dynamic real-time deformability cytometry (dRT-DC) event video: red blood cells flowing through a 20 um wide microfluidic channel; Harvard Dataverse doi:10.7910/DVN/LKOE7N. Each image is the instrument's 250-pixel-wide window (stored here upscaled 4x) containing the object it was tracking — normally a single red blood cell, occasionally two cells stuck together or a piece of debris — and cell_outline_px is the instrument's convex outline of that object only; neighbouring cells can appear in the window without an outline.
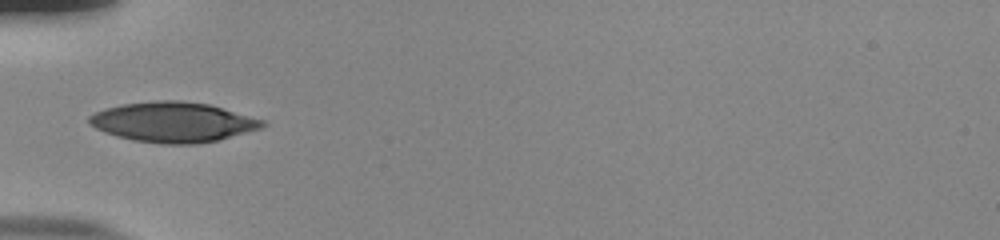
{"species": "human", "species_latin": "Homo sapiens", "temperature_condition": "room temperature", "stored_images_in_passage": 36, "camera_frame_rate_fps": 3000, "um_per_image_px": 0.085, "donor": {"sex": "male"}, "frame": {"image": 1, "passage_image": 1, "time_ms": 0.0, "image_size_px": [1000, 240], "cell_outline_px": [[268, 124], [264, 128], [220, 140], [196, 144], [160, 144], [132, 140], [104, 132], [88, 124], [88, 116], [104, 108], [124, 104], [156, 100], [180, 100], [208, 104], [264, 120]], "centroid_in_image_um": [14.73, 10.39], "position_along_channel_um": 70.3, "area_um2": 40.69}}
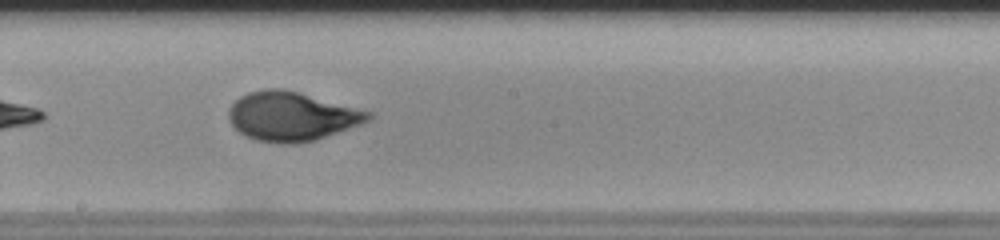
{"frame": {"image": 2, "passage_image": 13, "time_ms": 4.0, "image_size_px": [1000, 240], "cell_outline_px": [[372, 116], [368, 120], [360, 124], [316, 140], [292, 144], [280, 144], [256, 140], [240, 132], [228, 120], [228, 108], [240, 96], [248, 92], [264, 88], [284, 88], [300, 92], [372, 112]], "centroid_in_image_um": [24.76, 9.88], "position_along_channel_um": 223.4, "area_um2": 39.94}}
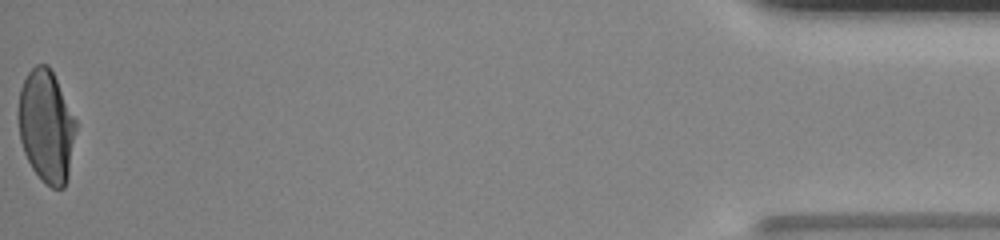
{"frame": {"image": 3, "passage_image": 36, "time_ms": 11.667, "image_size_px": [1000, 240], "cell_outline_px": [[76, 128], [68, 176], [64, 188], [52, 188], [32, 168], [24, 152], [20, 140], [20, 88], [28, 72], [36, 64], [48, 64], [76, 120]], "centroid_in_image_um": [3.95, 10.72], "position_along_channel_um": 431.2, "area_um2": 36.82}, "authors_computed_cell_mechanics": {"area_um2": 38.7549, "velocity_mm_per_s": 3.8433, "shape_relaxation_time_tau1_ms": 5.2176, "shape_relaxation_time_tau2_ms": null, "deformation_change_tau1": 0.2119, "deformation_change_tau2": null}}